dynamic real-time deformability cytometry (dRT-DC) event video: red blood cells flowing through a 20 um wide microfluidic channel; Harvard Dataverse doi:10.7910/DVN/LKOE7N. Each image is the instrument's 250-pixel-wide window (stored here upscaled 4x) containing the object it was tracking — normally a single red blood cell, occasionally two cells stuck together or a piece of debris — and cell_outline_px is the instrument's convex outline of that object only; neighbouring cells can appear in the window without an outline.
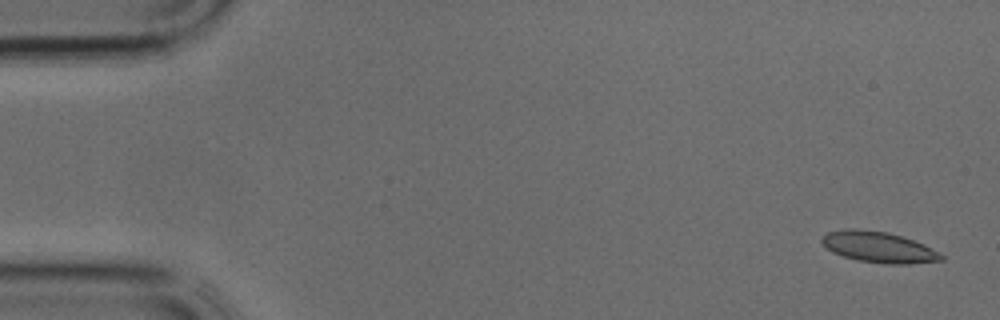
{"species": "common noctule bat (a hibernating species)", "species_latin": "Nyctalus noctula", "temperature_condition": "cold", "stored_images_in_passage": 12, "camera_frame_rate_fps": 3000, "um_per_image_px": 0.085, "animal": {"sex": "male", "body_mass_g": 17.9, "forearm_length_mm": 54.2}, "frame": {"image": 1, "passage_image": 1, "time_ms": 0.0, "image_size_px": [1000, 320], "cell_outline_px": [[944, 260], [908, 264], [884, 264], [856, 260], [832, 252], [820, 240], [828, 232], [844, 228], [856, 228], [888, 232], [924, 244], [940, 252], [944, 256]], "centroid_in_image_um": [74.7, 21.01], "position_along_channel_um": 10.3, "area_um2": 21.56}}
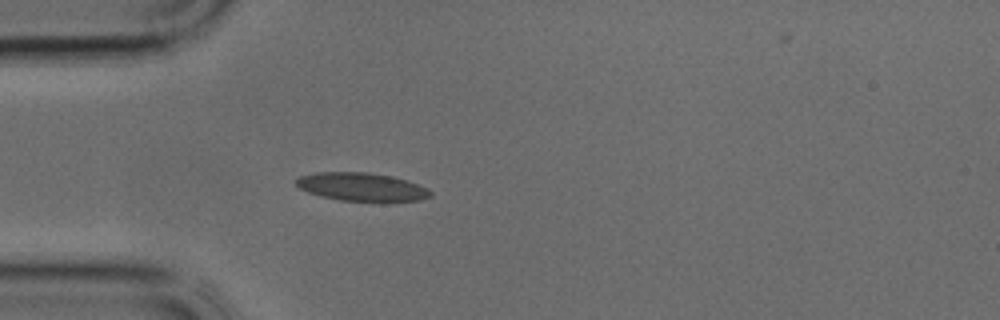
{"frame": {"image": 2, "passage_image": 10, "time_ms": 3.0, "image_size_px": [1000, 320], "cell_outline_px": [[432, 196], [420, 200], [340, 200], [320, 196], [308, 192], [300, 188], [296, 184], [296, 180], [300, 176], [316, 172], [368, 172], [392, 176], [408, 180], [428, 188], [432, 192]], "centroid_in_image_um": [30.75, 15.86], "position_along_channel_um": 54.3, "area_um2": 21.85}}